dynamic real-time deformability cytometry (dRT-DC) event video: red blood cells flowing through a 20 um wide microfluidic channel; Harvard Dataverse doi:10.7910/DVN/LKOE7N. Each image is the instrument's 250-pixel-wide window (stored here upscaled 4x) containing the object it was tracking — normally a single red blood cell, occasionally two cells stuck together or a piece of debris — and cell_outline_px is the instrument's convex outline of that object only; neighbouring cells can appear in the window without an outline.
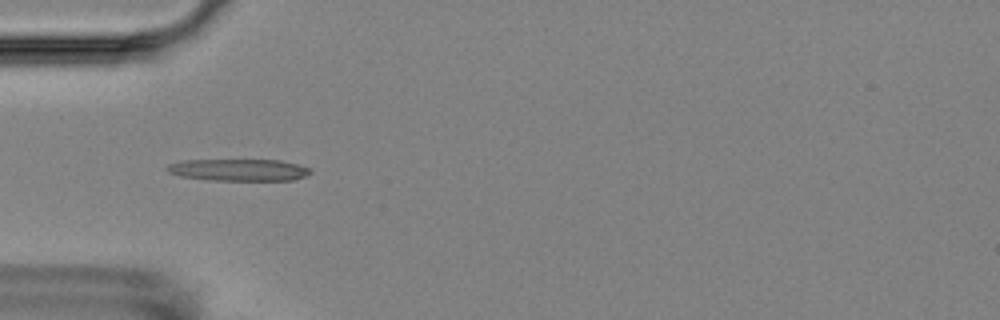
{"species": "Egyptian fruit bat (a non-hibernating species)", "species_latin": "Rousettus aegyptiacus", "temperature_condition": "room temperature", "stored_images_in_passage": 4, "camera_frame_rate_fps": 3000, "um_per_image_px": 0.085, "animal": {"sex": "female"}, "frame": {"image": 1, "passage_image": 3, "time_ms": 2.333, "image_size_px": [1000, 320], "cell_outline_px": [[312, 172], [308, 176], [292, 180], [208, 180], [180, 176], [168, 172], [164, 168], [168, 164], [180, 160], [280, 160], [296, 164], [308, 168]], "centroid_in_image_um": [20.25, 14.44], "position_along_channel_um": 64.8, "area_um2": 18.38}}